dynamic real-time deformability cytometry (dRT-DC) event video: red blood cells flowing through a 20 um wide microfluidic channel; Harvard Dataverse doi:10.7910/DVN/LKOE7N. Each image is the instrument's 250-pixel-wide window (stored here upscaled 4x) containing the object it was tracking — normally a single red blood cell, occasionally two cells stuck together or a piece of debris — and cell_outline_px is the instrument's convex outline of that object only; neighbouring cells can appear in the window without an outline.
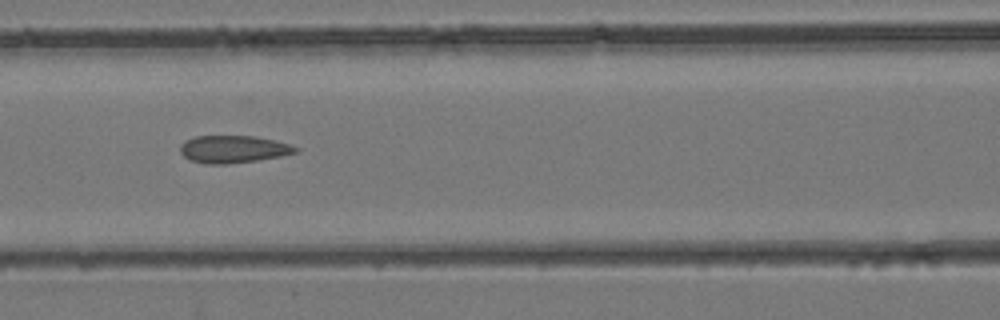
{"species": "common noctule bat (a hibernating species)", "species_latin": "Nyctalus noctula", "temperature_condition": "room temperature", "stored_images_in_passage": 33, "camera_frame_rate_fps": 3000, "um_per_image_px": 0.085, "animal": {"sex": "female", "body_mass_g": 24.6, "forearm_length_mm": 56.2}, "frame": {"image": 1, "passage_image": 12, "time_ms": 3.667, "image_size_px": [1000, 320], "cell_outline_px": [[300, 152], [280, 156], [256, 160], [228, 164], [208, 164], [188, 160], [180, 152], [180, 144], [184, 140], [196, 136], [256, 136], [288, 144], [300, 148]], "centroid_in_image_um": [19.8, 12.68], "position_along_channel_um": 146.8, "area_um2": 18.5}}
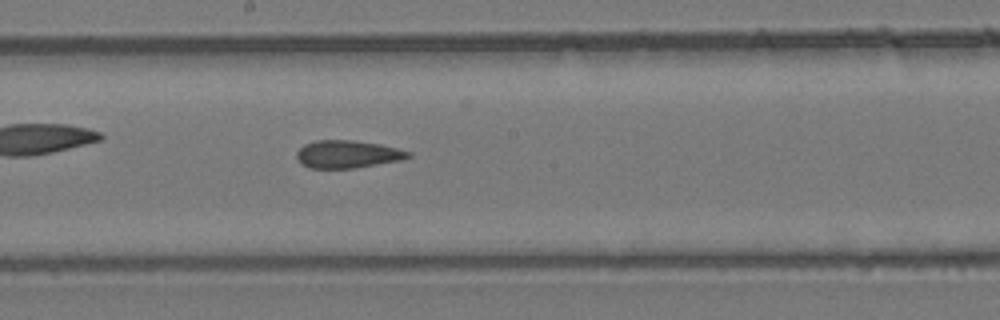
{"frame": {"image": 2, "passage_image": 16, "time_ms": 5.0, "image_size_px": [1000, 320], "cell_outline_px": [[412, 156], [400, 160], [356, 168], [308, 168], [300, 164], [296, 156], [296, 152], [304, 144], [316, 140], [352, 140], [380, 144], [412, 152]], "centroid_in_image_um": [29.51, 13.11], "position_along_channel_um": 218.7, "area_um2": 18.09}}
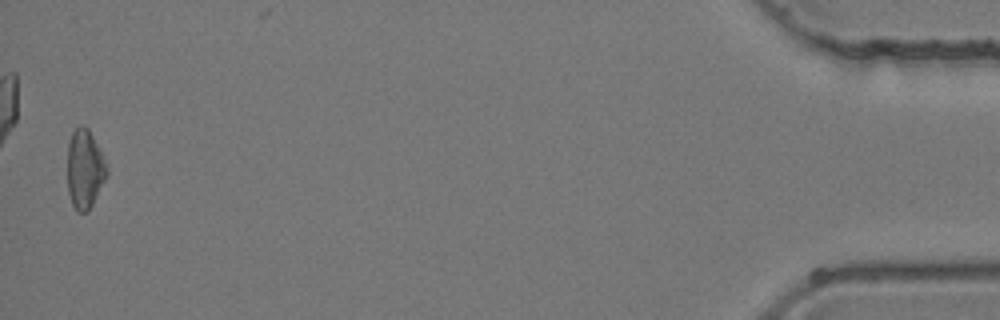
{"frame": {"image": 3, "passage_image": 33, "time_ms": 10.667, "image_size_px": [1000, 320], "cell_outline_px": [[108, 176], [88, 212], [76, 212], [72, 204], [68, 192], [68, 144], [72, 132], [80, 124], [84, 124], [88, 128], [108, 168]], "centroid_in_image_um": [7.2, 14.4], "position_along_channel_um": 428.0, "area_um2": 18.15}}